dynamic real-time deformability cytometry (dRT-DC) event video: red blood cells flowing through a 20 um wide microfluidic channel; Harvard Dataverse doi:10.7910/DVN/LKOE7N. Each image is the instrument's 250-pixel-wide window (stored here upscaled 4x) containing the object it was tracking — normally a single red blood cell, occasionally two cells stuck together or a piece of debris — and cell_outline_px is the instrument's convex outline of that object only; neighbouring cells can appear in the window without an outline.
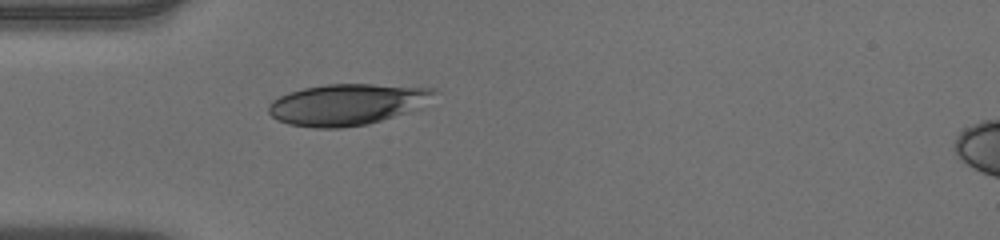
{"species": "human", "species_latin": "Homo sapiens", "temperature_condition": "warm", "stored_images_in_passage": 37, "camera_frame_rate_fps": 3000, "um_per_image_px": 0.085, "donor": {"sex": "male"}, "frame": {"image": 1, "passage_image": 1, "time_ms": 0.0, "image_size_px": [1000, 240], "cell_outline_px": [[440, 92], [420, 108], [368, 124], [340, 128], [316, 128], [288, 124], [272, 116], [268, 112], [268, 104], [272, 100], [288, 92], [304, 88], [324, 84], [372, 84], [436, 88]], "centroid_in_image_um": [29.53, 8.87], "position_along_channel_um": 55.5, "area_um2": 40.0}}
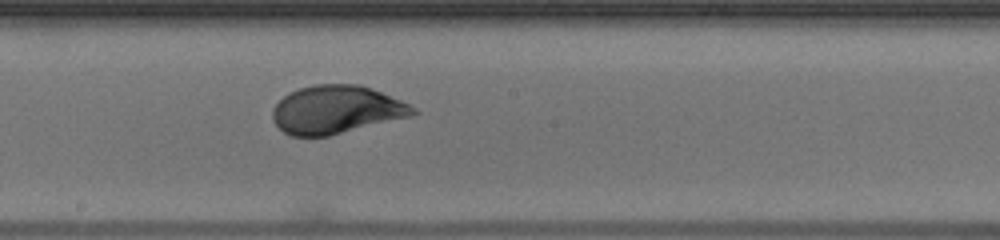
{"frame": {"image": 2, "passage_image": 14, "time_ms": 4.333, "image_size_px": [1000, 240], "cell_outline_px": [[420, 112], [412, 116], [328, 136], [292, 136], [284, 132], [272, 120], [272, 108], [288, 92], [312, 84], [360, 84], [400, 100], [416, 108]], "centroid_in_image_um": [28.58, 9.32], "position_along_channel_um": 219.6, "area_um2": 39.36}}
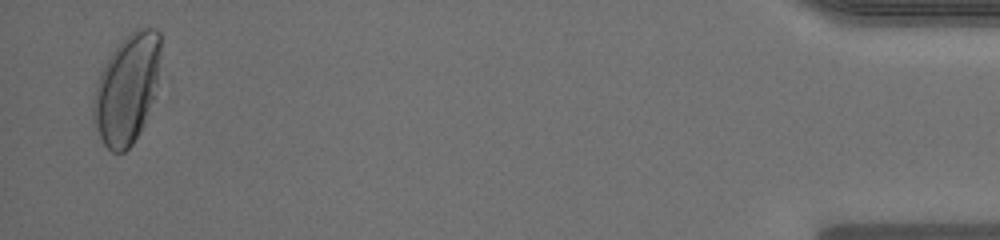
{"frame": {"image": 3, "passage_image": 36, "time_ms": 11.667, "image_size_px": [1000, 240], "cell_outline_px": [[160, 56], [156, 80], [152, 100], [144, 124], [140, 132], [132, 144], [124, 152], [112, 152], [104, 144], [92, 124], [92, 96], [100, 72], [104, 64], [112, 52], [136, 28], [156, 28], [160, 32]], "centroid_in_image_um": [10.74, 7.59], "position_along_channel_um": 424.5, "area_um2": 42.6}, "authors_computed_cell_mechanics": {"area_um2": 39.3618, "velocity_mm_per_s": 3.9241, "shape_relaxation_time_tau1_ms": 3.714, "shape_relaxation_time_tau2_ms": null, "deformation_change_tau1": 0.1912, "deformation_change_tau2": null}}